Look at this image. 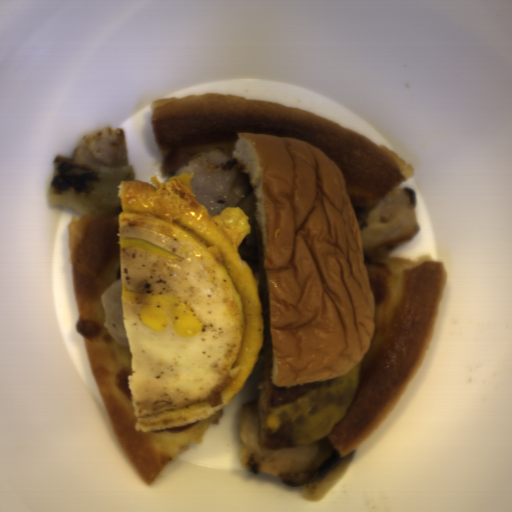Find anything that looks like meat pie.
Here are the masks:
<instances>
[{
  "label": "meat pie",
  "mask_w": 512,
  "mask_h": 512,
  "mask_svg": "<svg viewBox=\"0 0 512 512\" xmlns=\"http://www.w3.org/2000/svg\"><path fill=\"white\" fill-rule=\"evenodd\" d=\"M269 331L257 387L258 443L260 447L279 450L321 441L332 433L351 407L363 360L345 375L330 380L276 386L271 378L273 356Z\"/></svg>",
  "instance_id": "meat-pie-1"
}]
</instances>
